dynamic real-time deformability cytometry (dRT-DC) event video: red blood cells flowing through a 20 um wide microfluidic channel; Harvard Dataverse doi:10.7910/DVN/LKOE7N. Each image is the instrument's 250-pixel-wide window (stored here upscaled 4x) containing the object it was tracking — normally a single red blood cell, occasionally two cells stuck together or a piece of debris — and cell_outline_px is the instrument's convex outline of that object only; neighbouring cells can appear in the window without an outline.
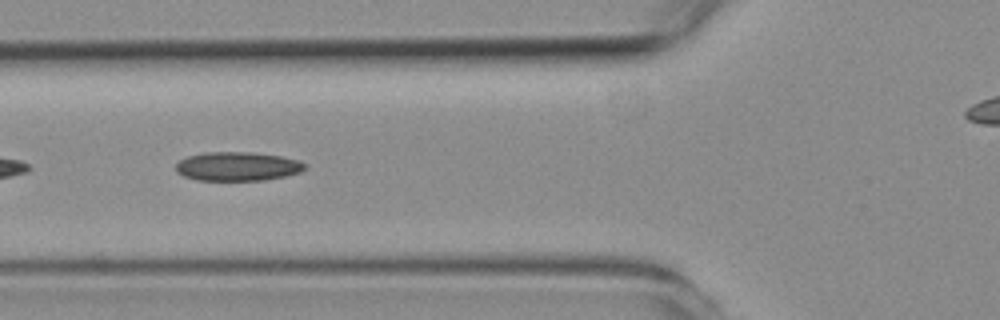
{"species": "common noctule bat (a hibernating species)", "species_latin": "Nyctalus noctula", "temperature_condition": "room temperature", "stored_images_in_passage": 16, "camera_frame_rate_fps": 3000, "um_per_image_px": 0.085, "animal": {"sex": "female", "body_mass_g": 19.3, "forearm_length_mm": 54.1}, "frame": {"image": 1, "passage_image": 10, "time_ms": 3.0, "image_size_px": [1000, 320], "cell_outline_px": [[308, 168], [300, 172], [284, 176], [264, 180], [196, 180], [184, 176], [176, 172], [176, 164], [180, 160], [188, 156], [204, 152], [252, 152], [280, 156], [300, 160]], "centroid_in_image_um": [20.19, 14.14], "position_along_channel_um": 105.6, "area_um2": 21.79}}